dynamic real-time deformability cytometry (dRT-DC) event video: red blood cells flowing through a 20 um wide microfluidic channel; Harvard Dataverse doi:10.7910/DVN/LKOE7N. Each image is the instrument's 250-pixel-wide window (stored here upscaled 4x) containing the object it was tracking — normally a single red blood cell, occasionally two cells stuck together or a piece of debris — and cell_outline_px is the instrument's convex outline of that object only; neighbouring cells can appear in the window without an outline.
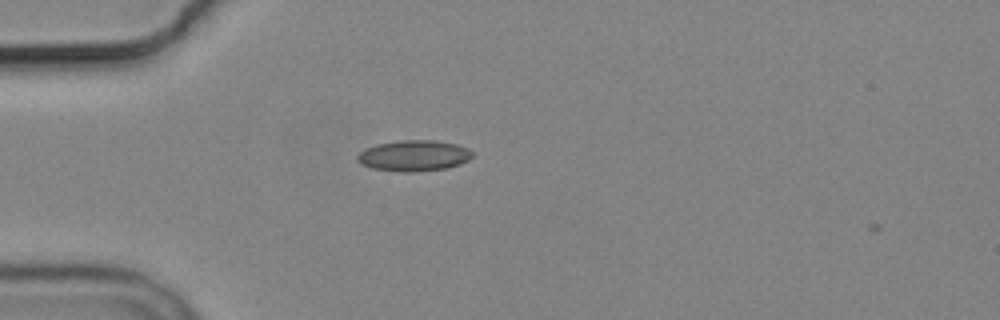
{"species": "common noctule bat (a hibernating species)", "species_latin": "Nyctalus noctula", "temperature_condition": "cold", "stored_images_in_passage": 1, "camera_frame_rate_fps": 3000, "um_per_image_px": 0.085, "animal": {"sex": "male", "body_mass_g": 19.2, "forearm_length_mm": 51.8}, "frame": {"image": 1, "passage_image": 1, "time_ms": 0.0, "image_size_px": [1000, 320], "cell_outline_px": [[472, 156], [468, 160], [460, 164], [448, 168], [412, 172], [400, 172], [372, 168], [360, 164], [356, 160], [356, 156], [360, 152], [376, 144], [400, 140], [432, 140], [456, 144], [468, 148], [472, 152]], "centroid_in_image_um": [35.17, 13.24], "position_along_channel_um": 49.8, "area_um2": 20.75}}